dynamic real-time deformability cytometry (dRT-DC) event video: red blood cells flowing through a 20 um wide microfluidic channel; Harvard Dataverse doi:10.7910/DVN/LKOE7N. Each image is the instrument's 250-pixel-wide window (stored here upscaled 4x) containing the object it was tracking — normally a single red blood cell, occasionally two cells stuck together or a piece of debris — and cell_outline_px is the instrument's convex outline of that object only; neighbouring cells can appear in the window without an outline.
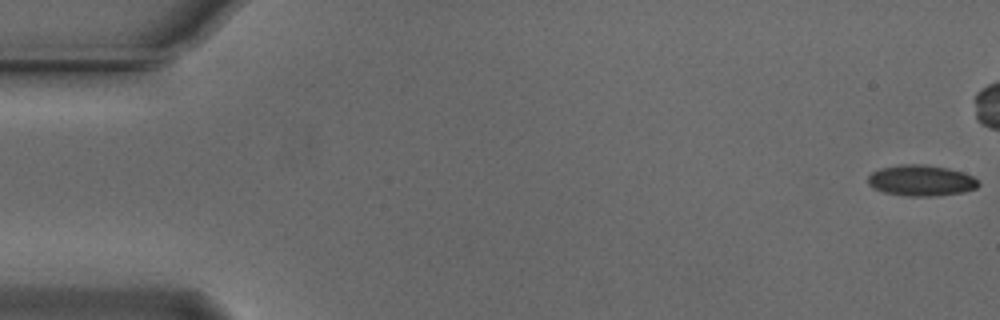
{"species": "Egyptian fruit bat (a non-hibernating species)", "species_latin": "Rousettus aegyptiacus", "temperature_condition": "cold", "stored_images_in_passage": 44, "camera_frame_rate_fps": 3000, "um_per_image_px": 0.085, "animal": {"sex": "male"}, "frame": {"image": 1, "passage_image": 1, "time_ms": 0.0, "image_size_px": [1000, 320], "cell_outline_px": [[980, 184], [976, 188], [964, 192], [936, 196], [908, 196], [884, 192], [872, 188], [868, 184], [868, 176], [872, 172], [880, 168], [900, 164], [924, 164], [948, 168], [972, 176]], "centroid_in_image_um": [78.26, 15.34], "position_along_channel_um": 6.7, "area_um2": 19.94}}
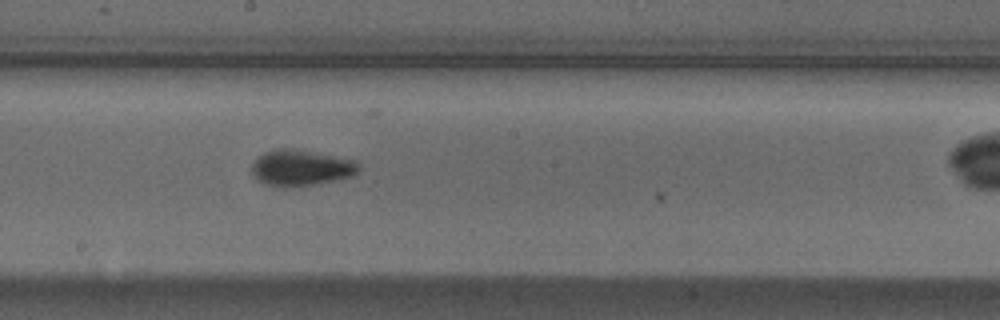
{"frame": {"image": 2, "passage_image": 30, "time_ms": 9.667, "image_size_px": [1000, 320], "cell_outline_px": [[360, 168], [352, 176], [312, 184], [288, 188], [284, 188], [264, 184], [256, 180], [252, 176], [252, 164], [264, 152], [280, 148], [292, 148], [352, 160], [360, 164]], "centroid_in_image_um": [25.51, 14.28], "position_along_channel_um": 222.7, "area_um2": 22.2}}
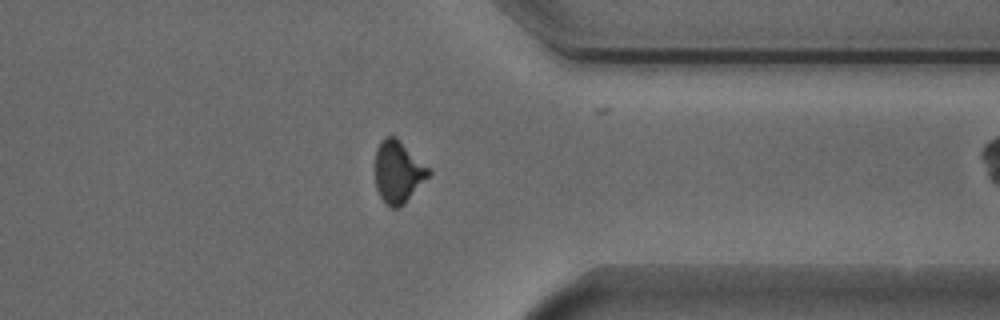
{"frame": {"image": 3, "passage_image": 43, "time_ms": 14.0, "image_size_px": [1000, 320], "cell_outline_px": [[432, 172], [404, 204], [400, 208], [388, 208], [384, 204], [376, 188], [376, 148], [380, 140], [384, 136], [396, 136]], "centroid_in_image_um": [33.81, 14.62], "position_along_channel_um": 377.6, "area_um2": 19.31}}